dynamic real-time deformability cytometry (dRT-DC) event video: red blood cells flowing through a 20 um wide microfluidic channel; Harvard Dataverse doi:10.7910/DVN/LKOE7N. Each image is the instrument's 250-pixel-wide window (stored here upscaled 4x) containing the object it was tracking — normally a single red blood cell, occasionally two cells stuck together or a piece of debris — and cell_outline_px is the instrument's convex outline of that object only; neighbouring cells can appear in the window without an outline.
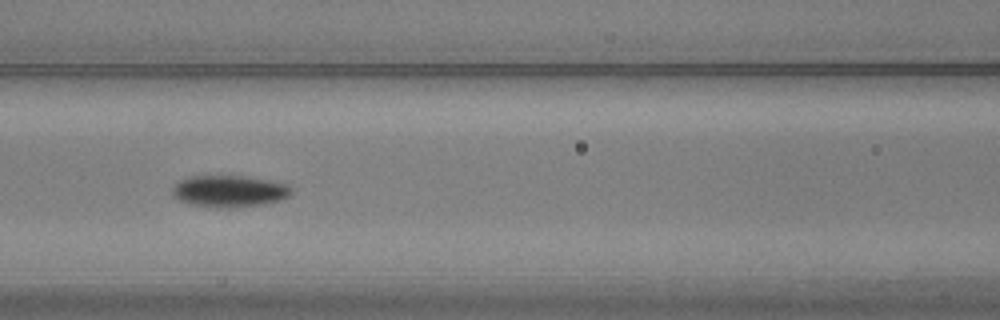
{"species": "common noctule bat (a hibernating species)", "species_latin": "Nyctalus noctula", "temperature_condition": "warm", "stored_images_in_passage": 5, "camera_frame_rate_fps": 3000, "um_per_image_px": 0.085, "animal": {"sex": "male", "body_mass_g": 20.5, "forearm_length_mm": 52.5}, "frame": {"image": 1, "passage_image": 3, "time_ms": 0.667, "image_size_px": [1000, 320], "cell_outline_px": [[292, 192], [288, 196], [280, 200], [264, 204], [228, 208], [216, 208], [192, 204], [180, 200], [172, 196], [172, 188], [180, 180], [188, 176], [244, 176], [268, 180], [288, 184], [292, 188]], "centroid_in_image_um": [19.49, 16.25], "position_along_channel_um": 147.1, "area_um2": 22.02}}
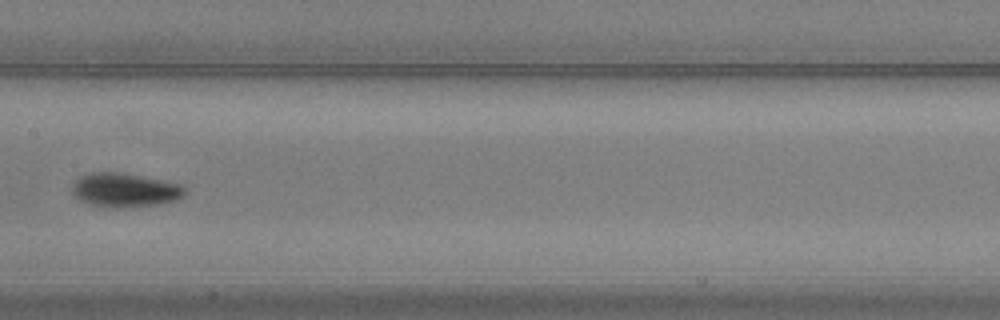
{"frame": {"image": 2, "passage_image": 4, "time_ms": 1.0, "image_size_px": [1000, 320], "cell_outline_px": [[184, 196], [176, 200], [160, 204], [124, 208], [112, 208], [92, 204], [80, 200], [72, 192], [72, 188], [76, 180], [80, 176], [88, 172], [120, 172], [184, 184]], "centroid_in_image_um": [10.63, 16.15], "position_along_channel_um": 196.8, "area_um2": 22.43}}